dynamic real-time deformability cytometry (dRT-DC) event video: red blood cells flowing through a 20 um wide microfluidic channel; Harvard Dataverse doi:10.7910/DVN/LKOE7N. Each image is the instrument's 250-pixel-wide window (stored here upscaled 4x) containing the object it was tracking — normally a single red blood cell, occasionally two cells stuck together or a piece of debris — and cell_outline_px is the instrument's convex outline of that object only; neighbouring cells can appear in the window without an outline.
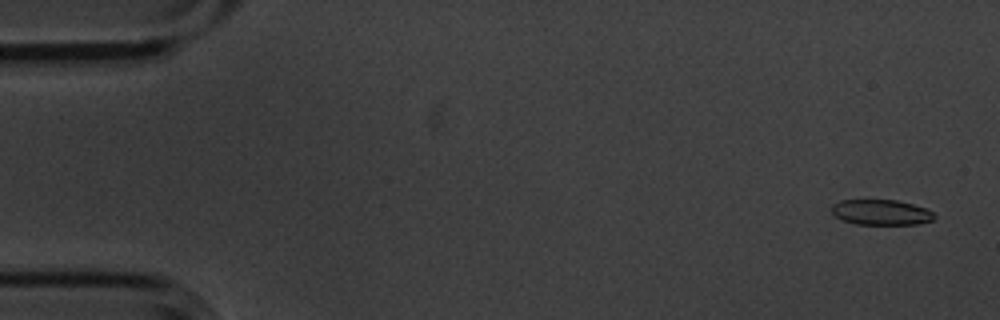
{"species": "common noctule bat (a hibernating species)", "species_latin": "Nyctalus noctula", "temperature_condition": "cold", "stored_images_in_passage": 5, "camera_frame_rate_fps": 3000, "um_per_image_px": 0.085, "animal": {"sex": "male", "body_mass_g": 20.1, "forearm_length_mm": 53.5}, "frame": {"image": 1, "passage_image": 1, "time_ms": 0.0, "image_size_px": [1000, 320], "cell_outline_px": [[936, 216], [932, 220], [916, 224], [856, 224], [844, 220], [836, 216], [832, 212], [832, 204], [840, 200], [896, 200], [912, 204], [924, 208], [932, 212]], "centroid_in_image_um": [74.88, 18.04], "position_along_channel_um": 10.1, "area_um2": 14.97}}
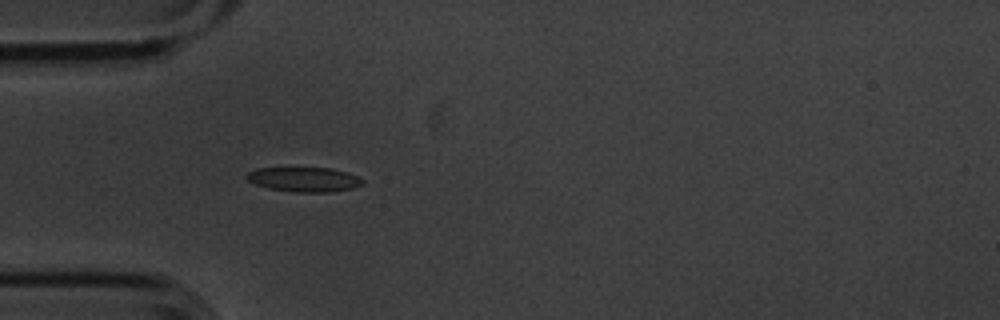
{"frame": {"image": 2, "passage_image": 5, "time_ms": 1.333, "image_size_px": [1000, 320], "cell_outline_px": [[364, 184], [352, 188], [332, 192], [292, 192], [268, 188], [256, 184], [248, 180], [244, 176], [248, 172], [256, 168], [332, 168], [348, 172], [364, 180]], "centroid_in_image_um": [25.86, 15.25], "position_along_channel_um": 59.1, "area_um2": 16.7}}